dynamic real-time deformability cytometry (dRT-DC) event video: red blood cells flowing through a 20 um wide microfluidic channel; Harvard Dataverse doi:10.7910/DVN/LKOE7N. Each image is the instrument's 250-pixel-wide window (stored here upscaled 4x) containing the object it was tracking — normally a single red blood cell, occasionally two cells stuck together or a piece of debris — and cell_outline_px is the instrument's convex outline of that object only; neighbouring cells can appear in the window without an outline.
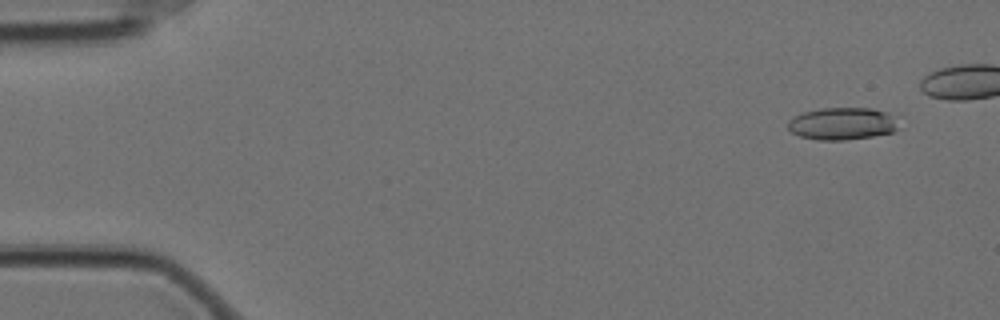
{"species": "Egyptian fruit bat (a non-hibernating species)", "species_latin": "Rousettus aegyptiacus", "temperature_condition": "cold", "stored_images_in_passage": 47, "camera_frame_rate_fps": 3000, "um_per_image_px": 0.085, "animal": {"sex": "female"}, "frame": {"image": 1, "passage_image": 4, "time_ms": 1.0, "image_size_px": [1000, 320], "cell_outline_px": [[896, 128], [892, 132], [872, 136], [844, 140], [820, 140], [800, 136], [792, 132], [788, 128], [788, 120], [792, 116], [804, 112], [820, 108], [872, 108], [888, 112], [892, 116]], "centroid_in_image_um": [71.53, 10.5], "position_along_channel_um": 13.5, "area_um2": 20.63}}
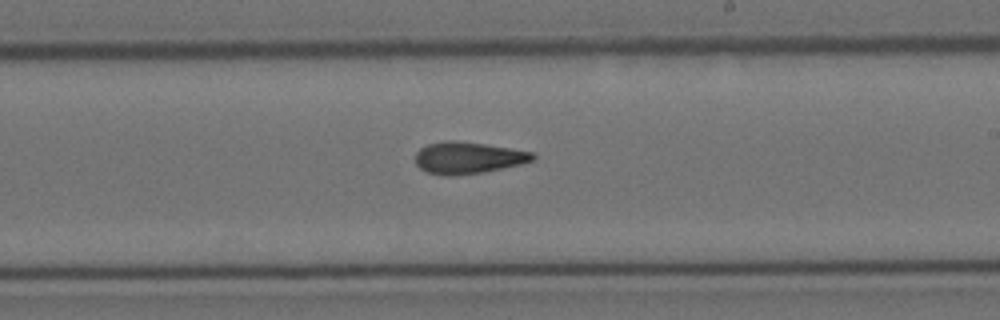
{"frame": {"image": 2, "passage_image": 34, "time_ms": 11.0, "image_size_px": [1000, 320], "cell_outline_px": [[536, 156], [532, 160], [520, 164], [484, 172], [456, 176], [444, 176], [428, 172], [420, 168], [416, 164], [416, 152], [420, 148], [428, 144], [448, 140], [456, 140], [484, 144], [532, 152]], "centroid_in_image_um": [39.74, 13.42], "position_along_channel_um": 249.3, "area_um2": 21.62}}
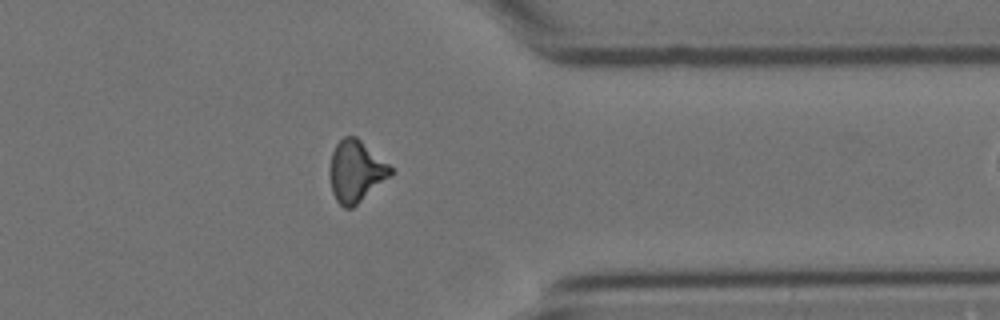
{"frame": {"image": 3, "passage_image": 46, "time_ms": 15.0, "image_size_px": [1000, 320], "cell_outline_px": [[392, 176], [352, 208], [344, 208], [336, 200], [332, 192], [328, 172], [328, 168], [332, 152], [336, 144], [344, 136], [356, 136], [388, 164], [392, 168]], "centroid_in_image_um": [30.23, 14.57], "position_along_channel_um": 381.2, "area_um2": 21.96}}